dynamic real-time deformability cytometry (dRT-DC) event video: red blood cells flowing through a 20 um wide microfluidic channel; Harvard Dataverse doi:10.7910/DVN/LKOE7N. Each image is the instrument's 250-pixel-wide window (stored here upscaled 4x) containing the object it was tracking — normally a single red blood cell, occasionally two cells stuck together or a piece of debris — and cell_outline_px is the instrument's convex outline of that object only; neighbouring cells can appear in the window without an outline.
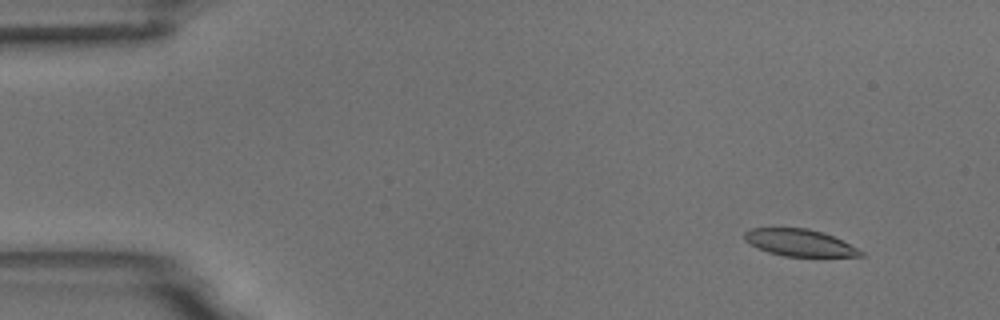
{"species": "common noctule bat (a hibernating species)", "species_latin": "Nyctalus noctula", "temperature_condition": "room temperature", "stored_images_in_passage": 5, "camera_frame_rate_fps": 3000, "um_per_image_px": 0.085, "animal": {"sex": "male", "body_mass_g": 18.8}, "frame": {"image": 1, "passage_image": 2, "time_ms": 1.333, "image_size_px": [1000, 320], "cell_outline_px": [[864, 256], [784, 256], [768, 252], [744, 240], [744, 232], [752, 228], [808, 228], [824, 232], [864, 252]], "centroid_in_image_um": [67.94, 20.62], "position_along_channel_um": 17.1, "area_um2": 17.92}}
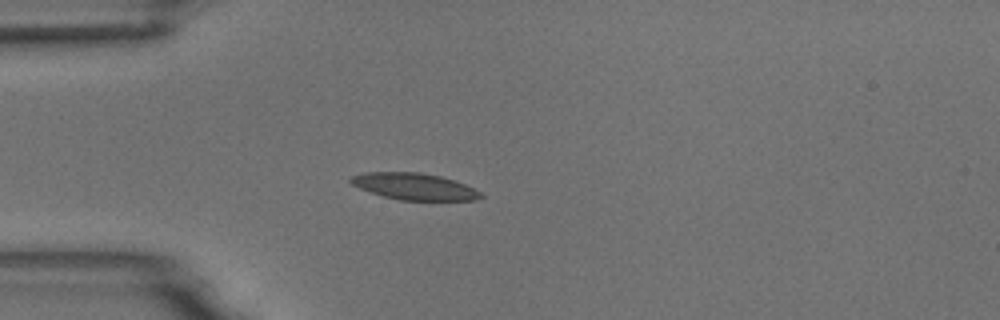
{"frame": {"image": 2, "passage_image": 5, "time_ms": 4.667, "image_size_px": [1000, 320], "cell_outline_px": [[484, 196], [476, 200], [400, 200], [384, 196], [360, 188], [352, 184], [348, 180], [352, 176], [364, 172], [420, 172], [440, 176], [464, 184], [480, 192]], "centroid_in_image_um": [35.2, 15.84], "position_along_channel_um": 49.8, "area_um2": 19.94}}